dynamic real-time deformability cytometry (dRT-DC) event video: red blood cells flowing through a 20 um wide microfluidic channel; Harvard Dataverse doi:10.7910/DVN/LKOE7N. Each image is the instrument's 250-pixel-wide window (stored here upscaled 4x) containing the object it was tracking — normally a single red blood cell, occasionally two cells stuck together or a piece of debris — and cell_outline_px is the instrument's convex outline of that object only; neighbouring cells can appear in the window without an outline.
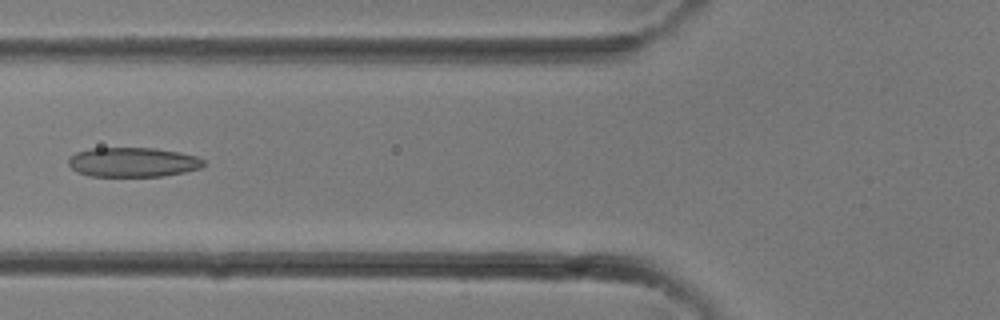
{"species": "common noctule bat (a hibernating species)", "species_latin": "Nyctalus noctula", "temperature_condition": "room temperature", "stored_images_in_passage": 33, "camera_frame_rate_fps": 3000, "um_per_image_px": 0.085, "animal": {"sex": "female"}, "frame": {"image": 1, "passage_image": 13, "time_ms": 4.0, "image_size_px": [1000, 320], "cell_outline_px": [[204, 164], [200, 168], [184, 172], [164, 176], [88, 176], [76, 172], [68, 164], [68, 160], [76, 152], [92, 148], [156, 148], [180, 152], [196, 156], [204, 160]], "centroid_in_image_um": [11.29, 13.78], "position_along_channel_um": 114.5, "area_um2": 23.29}}
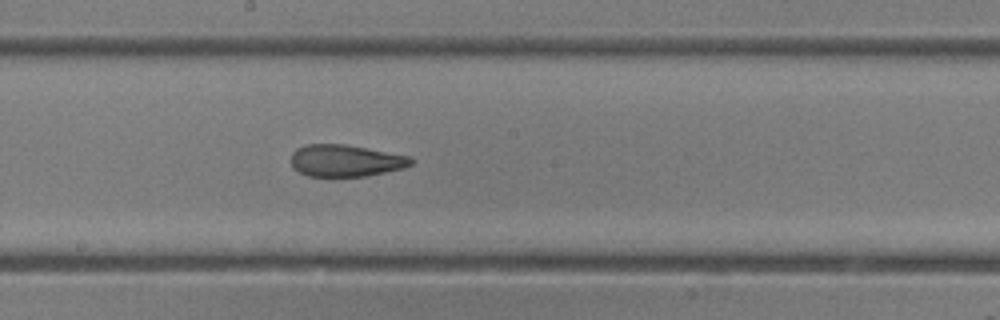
{"frame": {"image": 2, "passage_image": 18, "time_ms": 5.667, "image_size_px": [1000, 320], "cell_outline_px": [[416, 160], [412, 164], [404, 168], [368, 176], [308, 176], [292, 168], [292, 152], [296, 148], [304, 144], [344, 144], [412, 156]], "centroid_in_image_um": [29.41, 13.65], "position_along_channel_um": 218.8, "area_um2": 22.54}}
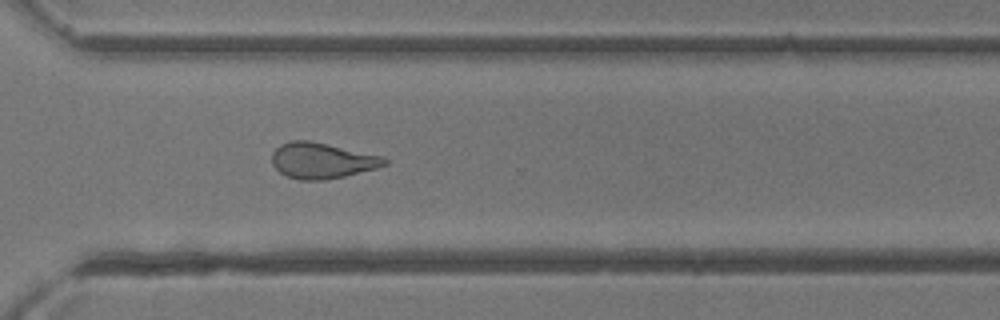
{"frame": {"image": 3, "passage_image": 24, "time_ms": 7.667, "image_size_px": [1000, 320], "cell_outline_px": [[388, 164], [376, 168], [344, 176], [324, 180], [300, 180], [288, 176], [280, 172], [272, 164], [272, 152], [280, 144], [292, 140], [308, 140], [384, 156], [388, 160]], "centroid_in_image_um": [27.37, 13.64], "position_along_channel_um": 343.2, "area_um2": 23.41}}